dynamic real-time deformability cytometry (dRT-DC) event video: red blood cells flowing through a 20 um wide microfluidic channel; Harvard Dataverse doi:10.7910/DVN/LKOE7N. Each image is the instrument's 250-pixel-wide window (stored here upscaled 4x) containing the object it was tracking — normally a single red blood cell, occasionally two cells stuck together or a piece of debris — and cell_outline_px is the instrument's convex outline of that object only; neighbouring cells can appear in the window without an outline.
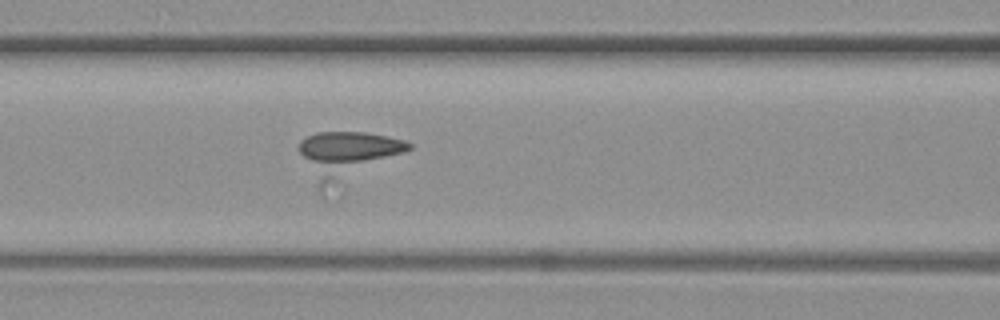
{"species": "common noctule bat (a hibernating species)", "species_latin": "Nyctalus noctula", "temperature_condition": "warm", "stored_images_in_passage": 4, "camera_frame_rate_fps": 3000, "um_per_image_px": 0.085, "animal": {"sex": "female", "body_mass_g": 19.3, "forearm_length_mm": 54.1}, "frame": {"image": 1, "passage_image": 4, "time_ms": 3.667, "image_size_px": [1000, 320], "cell_outline_px": [[412, 148], [332, 192], [324, 196], [320, 192], [296, 148], [300, 140], [316, 132], [364, 132], [404, 140], [412, 144]], "centroid_in_image_um": [29.43, 13.28], "position_along_channel_um": 137.2, "area_um2": 31.39}}